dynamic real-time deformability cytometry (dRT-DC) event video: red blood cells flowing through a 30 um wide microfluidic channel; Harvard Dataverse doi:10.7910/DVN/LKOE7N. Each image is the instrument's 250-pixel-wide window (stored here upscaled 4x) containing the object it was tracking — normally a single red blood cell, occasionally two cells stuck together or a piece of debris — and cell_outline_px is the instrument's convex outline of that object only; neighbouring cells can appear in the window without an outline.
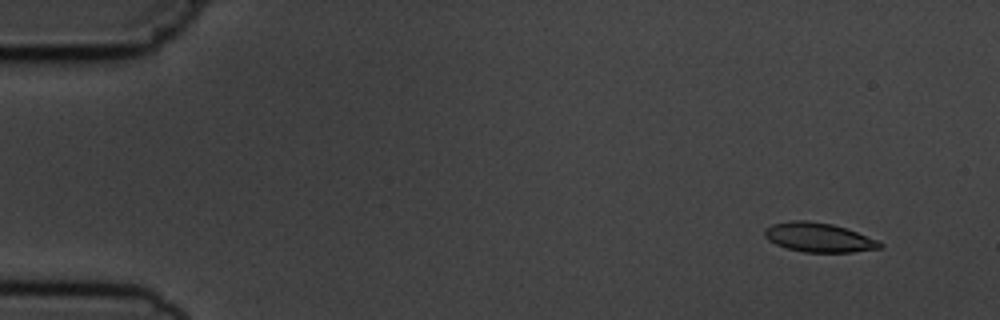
{"species": "common noctule bat (a hibernating species)", "species_latin": "Nyctalus noctula", "temperature_condition": "cold", "stored_images_in_passage": 6, "camera_frame_rate_fps": 3000, "um_per_image_px": 0.085, "animal": {"sex": "male", "body_mass_g": 19.5, "forearm_length_mm": 54.6}, "frame": {"image": 1, "passage_image": 2, "time_ms": 1.0, "image_size_px": [1000, 320], "cell_outline_px": [[884, 244], [880, 248], [852, 252], [804, 252], [788, 248], [776, 244], [768, 240], [764, 236], [764, 228], [772, 224], [792, 220], [808, 220], [832, 224], [880, 240]], "centroid_in_image_um": [69.58, 20.18], "position_along_channel_um": 15.4, "area_um2": 19.65}}
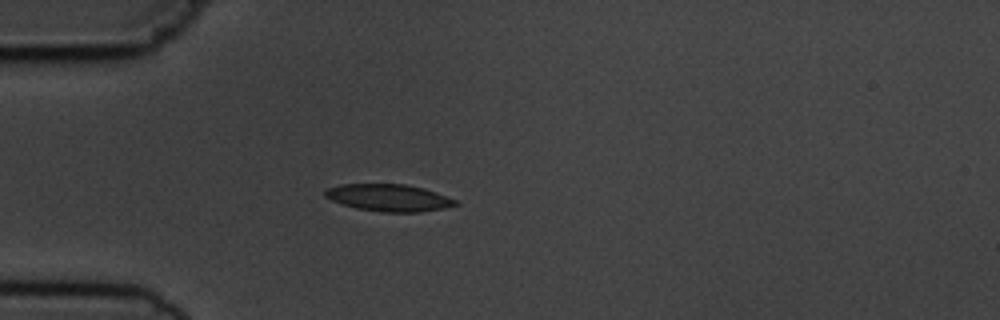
{"frame": {"image": 2, "passage_image": 5, "time_ms": 4.667, "image_size_px": [1000, 320], "cell_outline_px": [[460, 204], [444, 208], [420, 212], [384, 212], [356, 208], [332, 200], [324, 196], [324, 192], [328, 188], [340, 184], [404, 184], [424, 188], [436, 192], [456, 200]], "centroid_in_image_um": [33.07, 16.8], "position_along_channel_um": 51.9, "area_um2": 20.46}}